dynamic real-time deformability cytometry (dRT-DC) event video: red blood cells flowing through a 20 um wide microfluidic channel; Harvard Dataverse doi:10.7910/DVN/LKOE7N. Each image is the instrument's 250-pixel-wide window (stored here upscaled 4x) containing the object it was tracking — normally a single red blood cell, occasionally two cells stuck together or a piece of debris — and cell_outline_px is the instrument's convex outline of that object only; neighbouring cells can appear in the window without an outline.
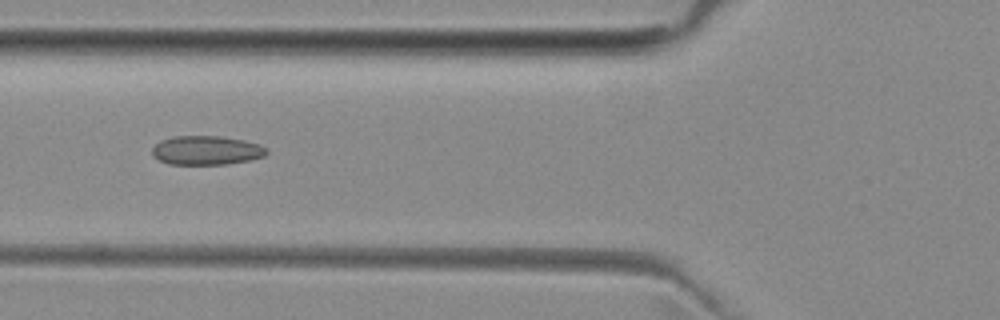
{"species": "common noctule bat (a hibernating species)", "species_latin": "Nyctalus noctula", "temperature_condition": "room temperature", "stored_images_in_passage": 5, "camera_frame_rate_fps": 3000, "um_per_image_px": 0.085, "animal": {"sex": "female", "body_mass_g": 29.2, "forearm_length_mm": 56.3}, "frame": {"image": 1, "passage_image": 5, "time_ms": 4.667, "image_size_px": [1000, 320], "cell_outline_px": [[268, 152], [264, 156], [248, 160], [228, 164], [168, 164], [152, 156], [152, 148], [160, 140], [172, 136], [220, 136], [244, 140], [260, 144], [268, 148]], "centroid_in_image_um": [17.54, 12.77], "position_along_channel_um": 108.3, "area_um2": 19.48}}